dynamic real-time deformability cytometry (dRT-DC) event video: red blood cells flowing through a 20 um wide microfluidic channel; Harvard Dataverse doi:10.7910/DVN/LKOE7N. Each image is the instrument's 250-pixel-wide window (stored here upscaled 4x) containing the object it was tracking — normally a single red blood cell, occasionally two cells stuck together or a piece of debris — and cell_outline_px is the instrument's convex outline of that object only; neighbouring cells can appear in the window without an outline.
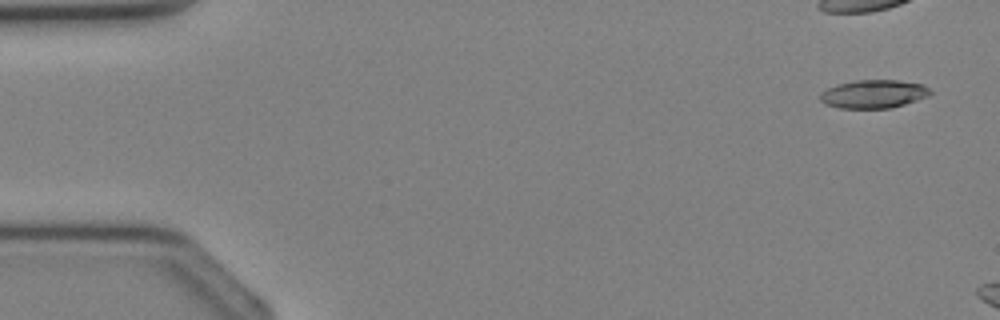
{"species": "Egyptian fruit bat (a non-hibernating species)", "species_latin": "Rousettus aegyptiacus", "temperature_condition": "cold", "stored_images_in_passage": 7, "camera_frame_rate_fps": 3000, "um_per_image_px": 0.085, "animal": {"sex": "female"}, "frame": {"image": 1, "passage_image": 2, "time_ms": 0.333, "image_size_px": [1000, 320], "cell_outline_px": [[932, 92], [928, 96], [892, 108], [840, 108], [824, 104], [820, 100], [820, 92], [836, 84], [856, 80], [896, 80], [920, 84], [928, 88]], "centroid_in_image_um": [74.21, 7.99], "position_along_channel_um": 10.8, "area_um2": 18.09}}